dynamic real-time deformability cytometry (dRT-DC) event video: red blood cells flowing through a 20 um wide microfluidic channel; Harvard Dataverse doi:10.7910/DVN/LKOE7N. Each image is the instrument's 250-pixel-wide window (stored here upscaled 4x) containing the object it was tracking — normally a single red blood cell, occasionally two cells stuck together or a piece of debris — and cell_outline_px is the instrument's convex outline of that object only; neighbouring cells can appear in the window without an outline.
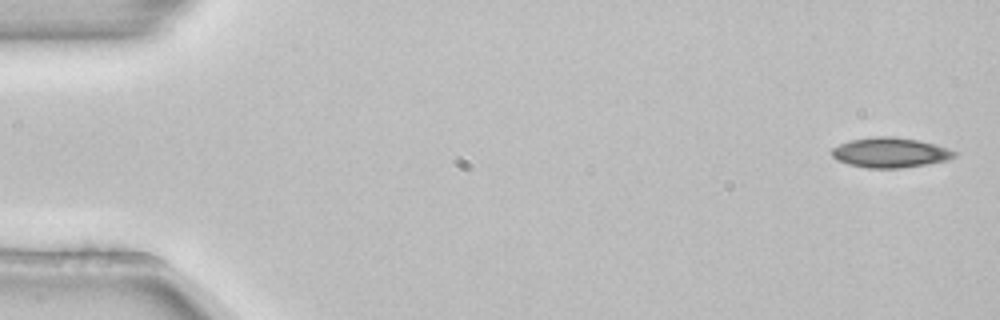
{"species": "common noctule bat (a hibernating species)", "species_latin": "Nyctalus noctula", "temperature_condition": "room temperature", "stored_images_in_passage": 4, "camera_frame_rate_fps": 3000, "um_per_image_px": 0.085, "animal": {"sex": "female", "body_mass_g": 22.7, "forearm_length_mm": 54.2}, "frame": {"image": 1, "passage_image": 1, "time_ms": 0.0, "image_size_px": [1000, 320], "cell_outline_px": [[956, 156], [948, 160], [900, 168], [868, 168], [848, 164], [836, 160], [832, 156], [832, 148], [848, 140], [876, 136], [892, 136], [916, 140], [948, 148], [956, 152]], "centroid_in_image_um": [75.62, 12.97], "position_along_channel_um": 9.4, "area_um2": 21.27}}
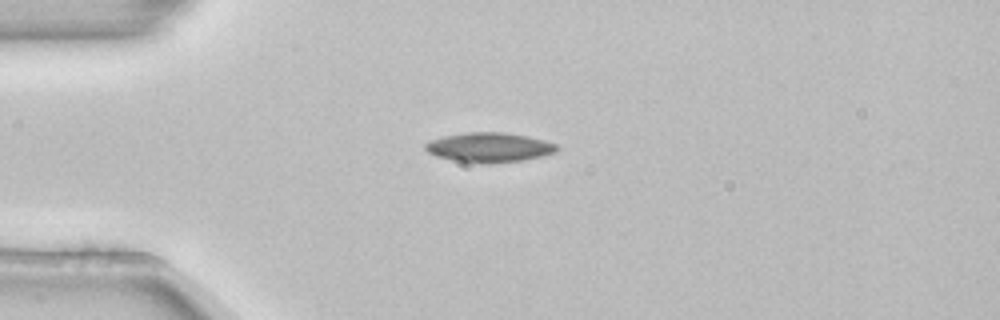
{"frame": {"image": 2, "passage_image": 4, "time_ms": 1.0, "image_size_px": [1000, 320], "cell_outline_px": [[560, 148], [556, 152], [524, 160], [456, 160], [436, 156], [428, 152], [424, 148], [424, 144], [432, 140], [444, 136], [468, 132], [504, 132], [528, 136], [544, 140], [556, 144]], "centroid_in_image_um": [41.61, 12.47], "position_along_channel_um": 43.4, "area_um2": 21.62}}